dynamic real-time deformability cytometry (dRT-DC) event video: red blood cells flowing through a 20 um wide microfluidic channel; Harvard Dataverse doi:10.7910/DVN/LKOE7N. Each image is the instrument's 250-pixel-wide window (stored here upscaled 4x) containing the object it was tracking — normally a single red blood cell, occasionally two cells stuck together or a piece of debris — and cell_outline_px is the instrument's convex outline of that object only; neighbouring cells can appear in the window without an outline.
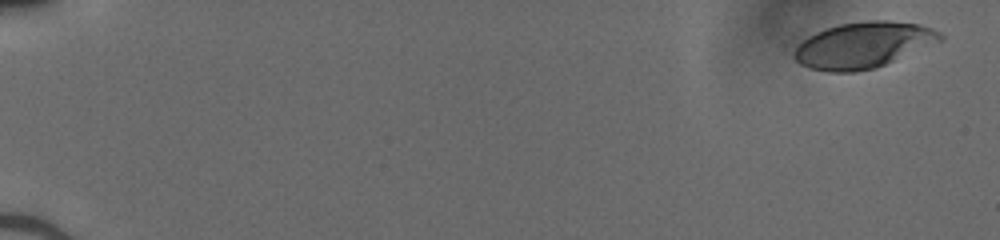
{"species": "human", "species_latin": "Homo sapiens", "temperature_condition": "cold", "stored_images_in_passage": 12, "camera_frame_rate_fps": 3000, "um_per_image_px": 0.085, "donor": {"sex": "male"}, "frame": {"image": 1, "passage_image": 1, "time_ms": 0.0, "image_size_px": [1000, 240], "cell_outline_px": [[944, 40], [876, 68], [852, 72], [828, 72], [812, 68], [800, 64], [792, 56], [792, 52], [808, 36], [824, 28], [840, 24], [864, 20], [888, 20], [916, 24], [932, 28], [940, 32], [944, 36]], "centroid_in_image_um": [73.38, 3.83], "position_along_channel_um": 11.6, "area_um2": 39.19}}
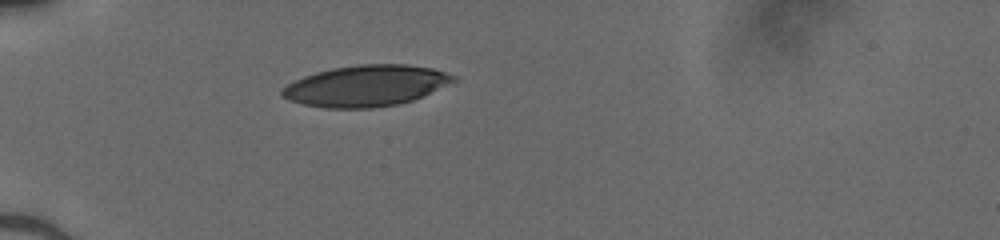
{"frame": {"image": 2, "passage_image": 9, "time_ms": 2.667, "image_size_px": [1000, 240], "cell_outline_px": [[456, 80], [412, 100], [396, 104], [372, 108], [324, 108], [304, 104], [280, 96], [280, 88], [304, 76], [316, 72], [332, 68], [360, 64], [404, 64], [432, 68], [456, 76]], "centroid_in_image_um": [31.06, 7.29], "position_along_channel_um": 53.9, "area_um2": 40.63}}
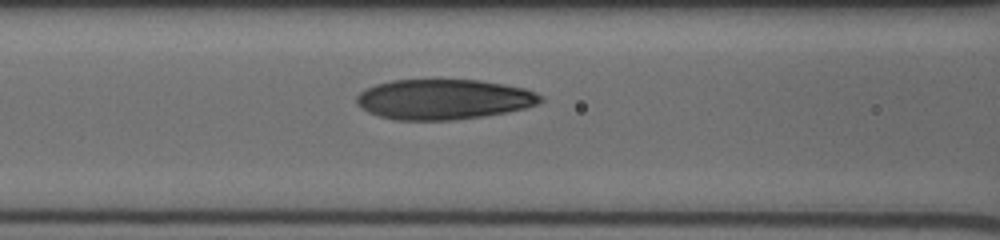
{"frame": {"image": 3, "passage_image": 12, "time_ms": 3.667, "image_size_px": [1000, 240], "cell_outline_px": [[544, 100], [536, 104], [524, 108], [508, 112], [484, 116], [456, 120], [396, 120], [380, 116], [368, 112], [360, 108], [356, 104], [356, 96], [360, 92], [376, 84], [392, 80], [436, 76], [480, 80], [504, 84], [524, 88], [536, 92]], "centroid_in_image_um": [37.68, 8.4], "position_along_channel_um": 128.9, "area_um2": 44.45}}